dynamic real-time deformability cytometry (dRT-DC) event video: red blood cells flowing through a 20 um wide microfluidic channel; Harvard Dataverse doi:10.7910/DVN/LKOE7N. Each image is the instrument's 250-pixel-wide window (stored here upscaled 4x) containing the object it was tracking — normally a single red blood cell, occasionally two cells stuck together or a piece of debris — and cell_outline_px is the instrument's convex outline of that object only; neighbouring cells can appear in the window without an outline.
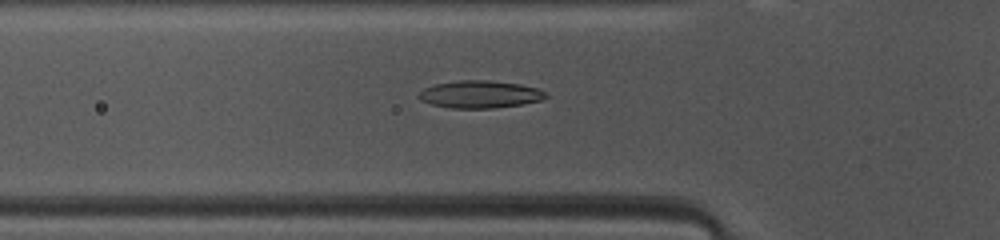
{"species": "common noctule bat (a hibernating species)", "species_latin": "Nyctalus noctula", "temperature_condition": "warm", "stored_images_in_passage": 47, "camera_frame_rate_fps": 3000, "um_per_image_px": 0.085, "animal": {"sex": "female", "body_mass_g": 10.0, "forearm_length_mm": 53.1}, "frame": {"image": 1, "passage_image": 14, "time_ms": 4.333, "image_size_px": [1000, 240], "cell_outline_px": [[548, 96], [540, 100], [520, 104], [492, 108], [452, 108], [432, 104], [420, 100], [420, 92], [424, 88], [436, 84], [460, 80], [492, 80], [520, 84], [536, 88], [544, 92]], "centroid_in_image_um": [40.79, 8.01], "position_along_channel_um": 85.0, "area_um2": 20.0}}
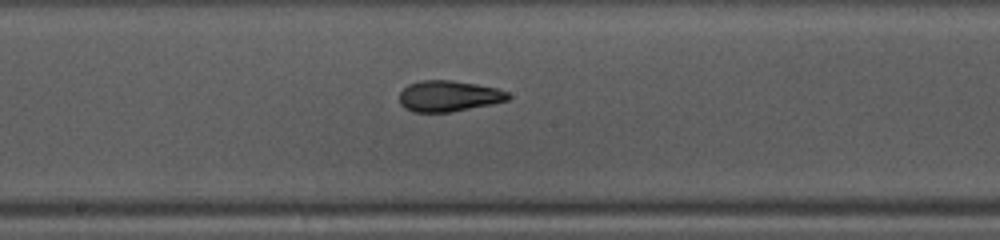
{"frame": {"image": 2, "passage_image": 23, "time_ms": 7.333, "image_size_px": [1000, 240], "cell_outline_px": [[512, 96], [508, 100], [492, 104], [452, 112], [412, 112], [404, 108], [400, 104], [400, 92], [408, 84], [420, 80], [452, 80], [476, 84], [496, 88], [508, 92]], "centroid_in_image_um": [38.13, 8.17], "position_along_channel_um": 210.1, "area_um2": 19.77}}
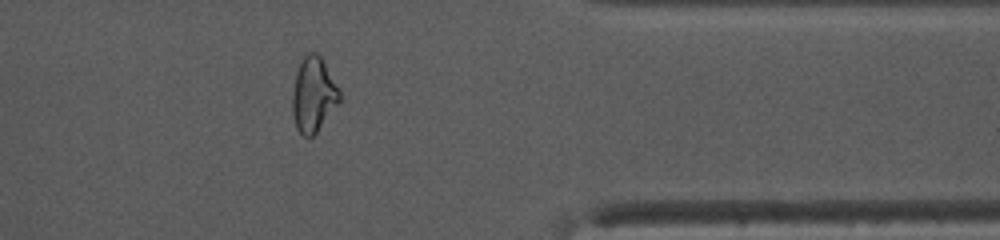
{"frame": {"image": 3, "passage_image": 37, "time_ms": 12.0, "image_size_px": [1000, 240], "cell_outline_px": [[340, 100], [316, 132], [312, 136], [304, 136], [296, 128], [292, 112], [292, 92], [296, 72], [300, 56], [308, 52], [316, 52], [320, 56], [340, 92]], "centroid_in_image_um": [26.59, 8.0], "position_along_channel_um": 384.8, "area_um2": 20.35}, "authors_computed_cell_mechanics": {"area_um2": 20.23, "velocity_mm_per_s": 4.1264, "shape_relaxation_time_tau1_ms": 5.3258, "shape_relaxation_time_tau2_ms": 2.0057, "deformation_change_tau1": 0.2026, "deformation_change_tau2": 0.0748}}